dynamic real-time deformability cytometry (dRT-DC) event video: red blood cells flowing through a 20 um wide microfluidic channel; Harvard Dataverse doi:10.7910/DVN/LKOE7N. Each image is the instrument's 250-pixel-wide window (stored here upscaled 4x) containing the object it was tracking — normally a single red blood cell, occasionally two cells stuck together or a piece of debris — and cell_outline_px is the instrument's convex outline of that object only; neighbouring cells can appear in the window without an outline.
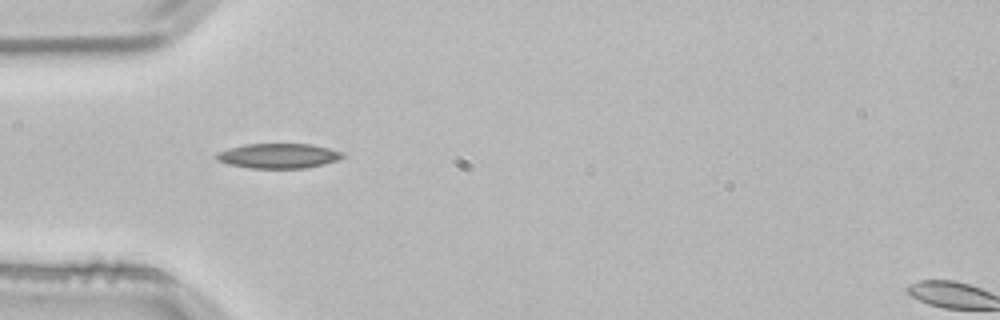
{"species": "common noctule bat (a hibernating species)", "species_latin": "Nyctalus noctula", "temperature_condition": "room temperature", "stored_images_in_passage": 38, "camera_frame_rate_fps": 3000, "um_per_image_px": 0.085, "animal": {"sex": "male", "body_mass_g": 21.5, "forearm_length_mm": 52.0}, "frame": {"image": 1, "passage_image": 1, "time_ms": 0.0, "image_size_px": [1000, 320], "cell_outline_px": [[344, 156], [336, 160], [324, 164], [304, 168], [252, 168], [228, 164], [216, 160], [216, 152], [228, 148], [244, 144], [312, 144], [344, 152]], "centroid_in_image_um": [23.64, 13.24], "position_along_channel_um": 61.4, "area_um2": 18.26}}
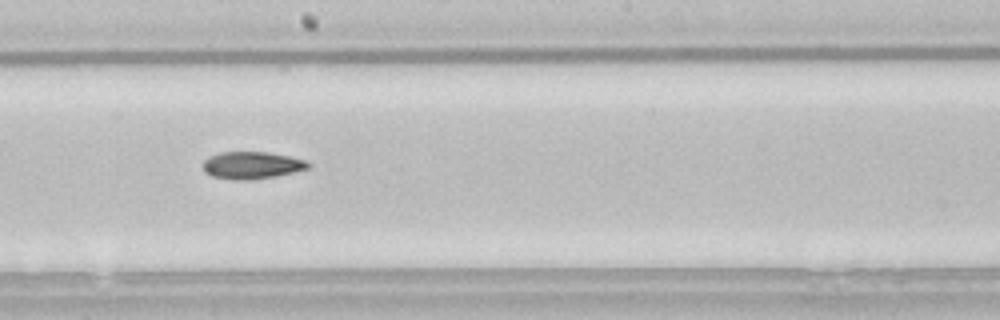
{"frame": {"image": 2, "passage_image": 14, "time_ms": 4.333, "image_size_px": [1000, 320], "cell_outline_px": [[312, 164], [308, 168], [276, 176], [248, 180], [232, 180], [212, 176], [204, 172], [200, 164], [208, 156], [220, 152], [268, 152], [288, 156], [304, 160]], "centroid_in_image_um": [21.33, 14.04], "position_along_channel_um": 226.9, "area_um2": 16.82}}
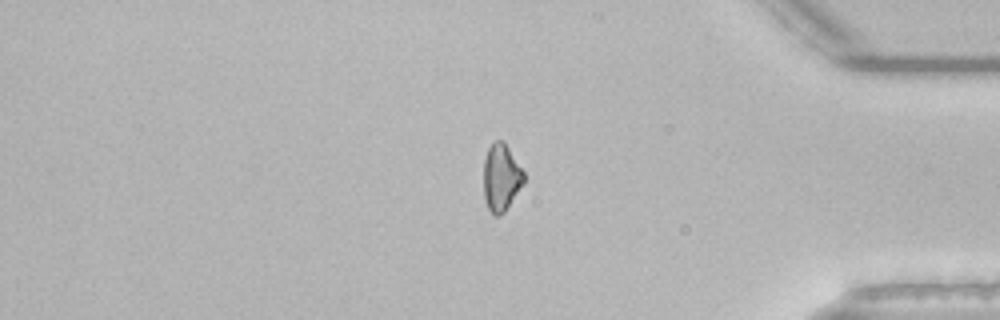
{"frame": {"image": 3, "passage_image": 29, "time_ms": 9.333, "image_size_px": [1000, 320], "cell_outline_px": [[524, 184], [504, 212], [500, 216], [492, 216], [488, 208], [484, 196], [484, 156], [492, 140], [504, 140], [524, 172]], "centroid_in_image_um": [42.59, 15.07], "position_along_channel_um": 392.6, "area_um2": 16.01}, "authors_computed_cell_mechanics": {"area_um2": 16.6175, "velocity_mm_per_s": 3.8493, "shape_relaxation_time_tau1_ms": 9.633, "shape_relaxation_time_tau2_ms": null, "deformation_change_tau1": 0.1922, "deformation_change_tau2": null}}